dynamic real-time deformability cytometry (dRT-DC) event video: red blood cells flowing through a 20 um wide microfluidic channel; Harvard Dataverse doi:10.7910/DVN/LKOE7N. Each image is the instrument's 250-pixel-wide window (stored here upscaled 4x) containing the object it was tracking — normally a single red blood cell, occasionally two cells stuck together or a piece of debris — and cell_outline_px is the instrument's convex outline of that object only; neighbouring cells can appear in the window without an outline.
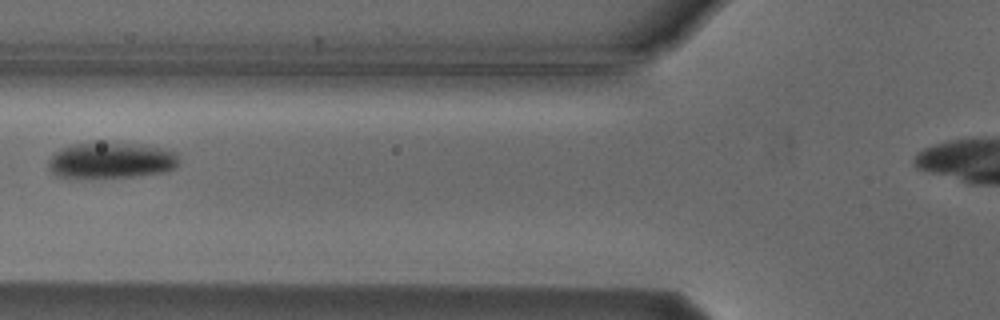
{"species": "Egyptian fruit bat (a non-hibernating species)", "species_latin": "Rousettus aegyptiacus", "temperature_condition": "cold", "stored_images_in_passage": 3, "camera_frame_rate_fps": 3000, "um_per_image_px": 0.085, "animal": {"sex": "male"}, "frame": {"image": 1, "passage_image": 3, "time_ms": 2.333, "image_size_px": [1000, 320], "cell_outline_px": [[180, 160], [176, 168], [164, 172], [136, 176], [56, 176], [48, 168], [48, 160], [60, 148], [72, 144], [136, 144], [164, 148], [176, 152]], "centroid_in_image_um": [9.5, 13.63], "position_along_channel_um": 116.3, "area_um2": 26.7}}